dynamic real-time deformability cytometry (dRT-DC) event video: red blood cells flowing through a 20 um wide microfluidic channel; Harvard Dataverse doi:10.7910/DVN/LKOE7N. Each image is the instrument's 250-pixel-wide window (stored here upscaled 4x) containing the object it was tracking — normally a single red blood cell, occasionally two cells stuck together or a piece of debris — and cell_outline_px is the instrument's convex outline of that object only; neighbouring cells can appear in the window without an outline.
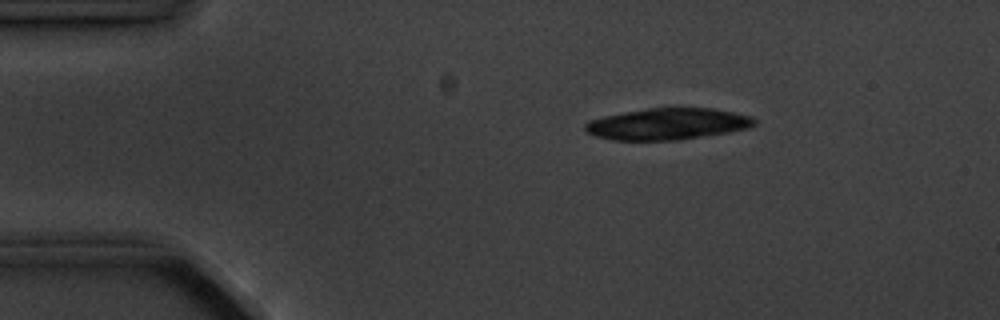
{"species": "common noctule bat (a hibernating species)", "species_latin": "Nyctalus noctula", "temperature_condition": "cold", "stored_images_in_passage": 4, "camera_frame_rate_fps": 3000, "um_per_image_px": 0.085, "animal": {"sex": "male", "body_mass_g": 20.1, "forearm_length_mm": 53.5}, "frame": {"image": 1, "passage_image": 2, "time_ms": 1.333, "image_size_px": [1000, 320], "cell_outline_px": [[756, 124], [748, 128], [728, 132], [676, 140], [612, 140], [596, 136], [588, 132], [584, 128], [584, 124], [588, 120], [604, 116], [624, 112], [648, 108], [712, 108], [752, 116], [756, 120]], "centroid_in_image_um": [56.73, 10.53], "position_along_channel_um": 28.3, "area_um2": 30.92}}